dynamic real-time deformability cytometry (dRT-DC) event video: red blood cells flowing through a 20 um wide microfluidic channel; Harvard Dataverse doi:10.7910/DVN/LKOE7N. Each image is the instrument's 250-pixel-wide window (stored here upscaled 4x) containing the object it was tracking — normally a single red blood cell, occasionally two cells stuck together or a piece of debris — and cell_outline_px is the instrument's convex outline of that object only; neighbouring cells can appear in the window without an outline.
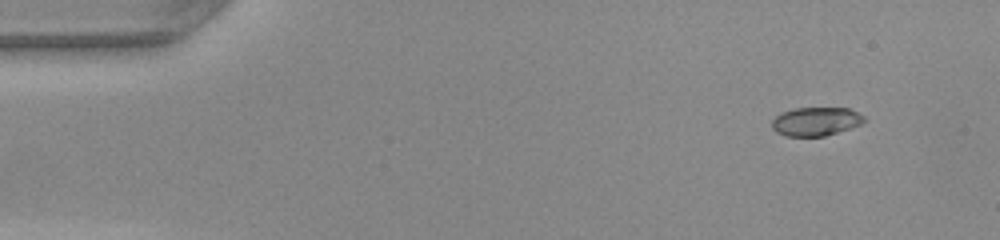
{"species": "common noctule bat (a hibernating species)", "species_latin": "Nyctalus noctula", "temperature_condition": "warm", "stored_images_in_passage": 45, "camera_frame_rate_fps": 3000, "um_per_image_px": 0.085, "animal": {"sex": "female", "body_mass_g": 22.0, "forearm_length_mm": 56.7}, "frame": {"image": 1, "passage_image": 1, "time_ms": 0.0, "image_size_px": [1000, 240], "cell_outline_px": [[864, 120], [860, 124], [824, 136], [784, 136], [776, 132], [772, 128], [772, 120], [780, 112], [796, 108], [848, 108], [864, 116]], "centroid_in_image_um": [69.28, 10.32], "position_along_channel_um": 15.7, "area_um2": 15.2}}
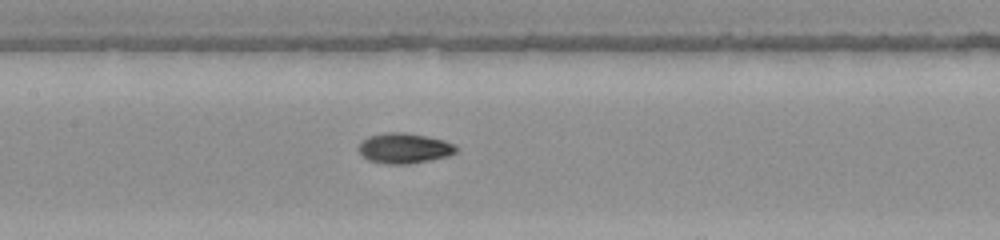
{"frame": {"image": 2, "passage_image": 20, "time_ms": 6.333, "image_size_px": [1000, 240], "cell_outline_px": [[460, 148], [456, 152], [448, 156], [408, 164], [384, 164], [368, 160], [360, 156], [356, 148], [368, 136], [384, 132], [404, 132], [444, 140]], "centroid_in_image_um": [34.31, 12.6], "position_along_channel_um": 173.1, "area_um2": 17.34}}
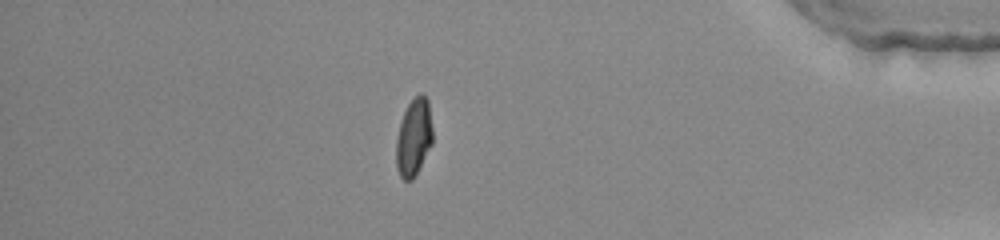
{"frame": {"image": 3, "passage_image": 39, "time_ms": 12.667, "image_size_px": [1000, 240], "cell_outline_px": [[432, 144], [412, 180], [404, 180], [400, 176], [396, 168], [396, 140], [400, 124], [404, 112], [408, 104], [420, 92], [428, 100], [432, 128]], "centroid_in_image_um": [35.16, 11.68], "position_along_channel_um": 400.0, "area_um2": 16.24}, "authors_computed_cell_mechanics": {"area_um2": 16.3574, "velocity_mm_per_s": 4.2058, "shape_relaxation_time_tau1_ms": 3.4113, "shape_relaxation_time_tau2_ms": 1.5475, "deformation_change_tau1": 0.1956, "deformation_change_tau2": 0.044}}